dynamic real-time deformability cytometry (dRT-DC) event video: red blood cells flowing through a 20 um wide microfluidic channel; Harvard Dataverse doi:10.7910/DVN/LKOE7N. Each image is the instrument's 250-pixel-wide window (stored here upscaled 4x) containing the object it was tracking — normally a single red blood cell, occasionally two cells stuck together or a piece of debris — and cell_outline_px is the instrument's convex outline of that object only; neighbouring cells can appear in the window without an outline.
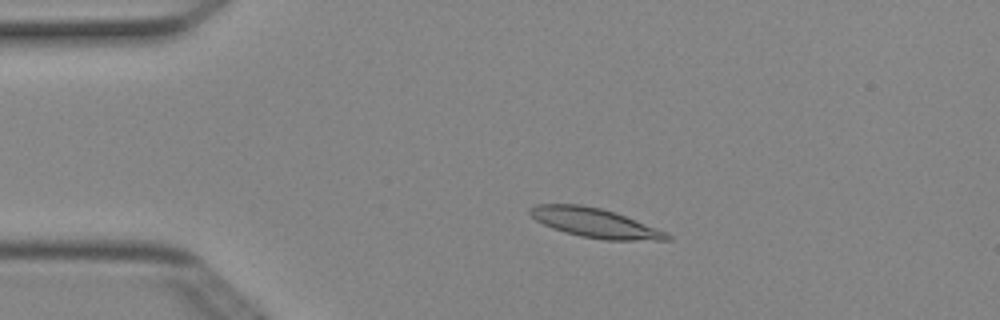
{"species": "Egyptian fruit bat (a non-hibernating species)", "species_latin": "Rousettus aegyptiacus", "temperature_condition": "cold", "stored_images_in_passage": 4, "camera_frame_rate_fps": 3000, "um_per_image_px": 0.085, "animal": {"sex": "female"}, "frame": {"image": 1, "passage_image": 3, "time_ms": 0.667, "image_size_px": [1000, 320], "cell_outline_px": [[672, 240], [604, 240], [580, 236], [564, 232], [552, 228], [536, 220], [528, 212], [528, 208], [536, 204], [580, 204], [600, 208], [616, 212], [668, 232], [672, 236]], "centroid_in_image_um": [50.59, 18.94], "position_along_channel_um": 34.4, "area_um2": 23.58}}